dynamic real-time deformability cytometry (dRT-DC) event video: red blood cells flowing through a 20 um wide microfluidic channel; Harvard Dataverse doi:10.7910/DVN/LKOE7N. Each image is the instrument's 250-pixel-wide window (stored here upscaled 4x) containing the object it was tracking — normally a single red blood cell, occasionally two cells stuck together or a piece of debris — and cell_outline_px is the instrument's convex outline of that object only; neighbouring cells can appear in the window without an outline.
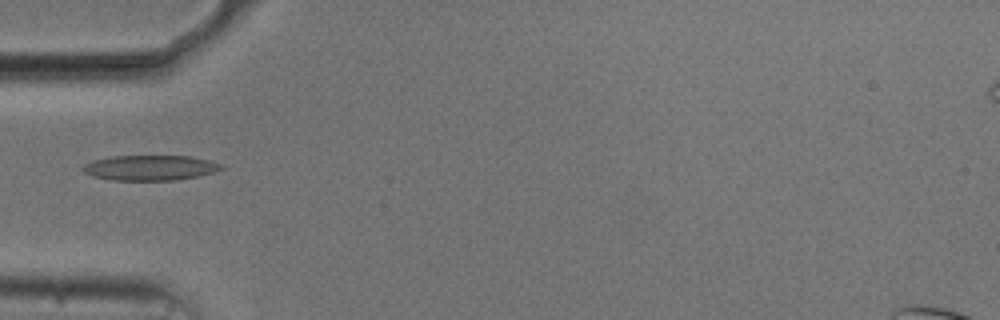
{"species": "common noctule bat (a hibernating species)", "species_latin": "Nyctalus noctula", "temperature_condition": "cold", "stored_images_in_passage": 37, "camera_frame_rate_fps": 3000, "um_per_image_px": 0.085, "animal": {"sex": "male", "body_mass_g": 20.5, "forearm_length_mm": 52.5}, "frame": {"image": 1, "passage_image": 1, "time_ms": 0.0, "image_size_px": [1000, 320], "cell_outline_px": [[224, 168], [212, 172], [196, 176], [176, 180], [112, 180], [92, 176], [84, 172], [80, 168], [84, 164], [96, 160], [112, 156], [188, 156], [208, 160], [224, 164]], "centroid_in_image_um": [12.74, 14.26], "position_along_channel_um": 72.3, "area_um2": 20.17}}
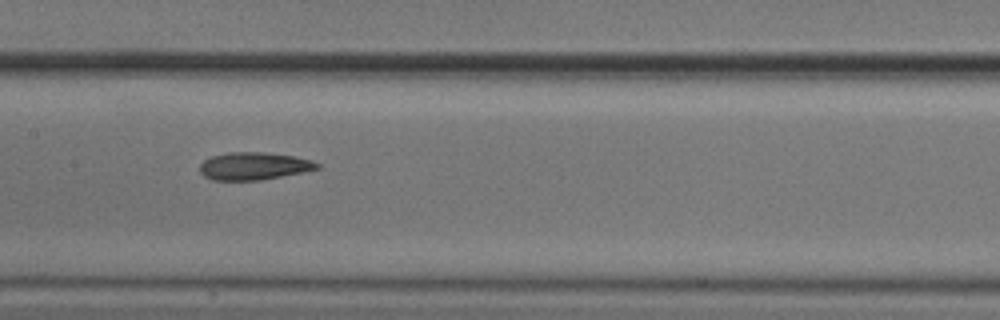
{"frame": {"image": 2, "passage_image": 10, "time_ms": 3.0, "image_size_px": [1000, 320], "cell_outline_px": [[320, 168], [260, 180], [212, 180], [204, 176], [200, 172], [200, 164], [204, 160], [212, 156], [228, 152], [264, 152], [292, 156], [312, 160], [320, 164]], "centroid_in_image_um": [21.54, 14.11], "position_along_channel_um": 185.9, "area_um2": 18.67}}
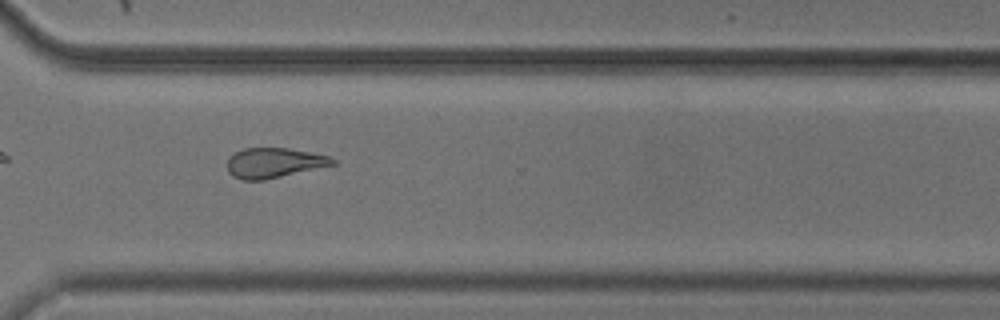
{"frame": {"image": 3, "passage_image": 23, "time_ms": 7.333, "image_size_px": [1000, 320], "cell_outline_px": [[336, 164], [264, 180], [240, 180], [232, 176], [228, 172], [228, 156], [244, 148], [288, 148], [328, 156], [336, 160]], "centroid_in_image_um": [23.25, 13.85], "position_along_channel_um": 347.3, "area_um2": 18.32}, "authors_computed_cell_mechanics": {"area_um2": 18.9006, "velocity_mm_per_s": 3.7498, "shape_relaxation_time_tau1_ms": 7.3213, "shape_relaxation_time_tau2_ms": 4.9285, "deformation_change_tau1": 0.1909, "deformation_change_tau2": 0.159}}